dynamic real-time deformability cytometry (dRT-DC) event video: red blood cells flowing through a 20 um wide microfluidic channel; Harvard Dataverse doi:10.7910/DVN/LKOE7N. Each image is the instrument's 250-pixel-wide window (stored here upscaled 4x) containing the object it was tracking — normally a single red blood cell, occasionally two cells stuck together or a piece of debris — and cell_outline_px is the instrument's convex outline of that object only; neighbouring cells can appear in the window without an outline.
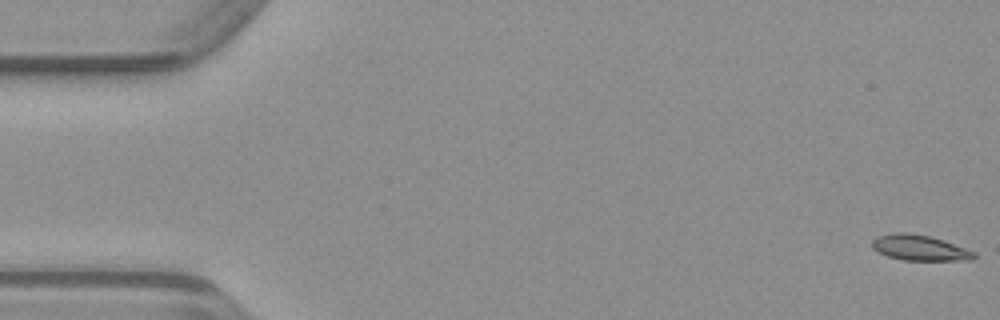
{"species": "common noctule bat (a hibernating species)", "species_latin": "Nyctalus noctula", "temperature_condition": "warm", "stored_images_in_passage": 50, "camera_frame_rate_fps": 3000, "um_per_image_px": 0.085, "animal": {"sex": "male", "body_mass_g": 23.1, "forearm_length_mm": 52.7}, "frame": {"image": 1, "passage_image": 1, "time_ms": 0.0, "image_size_px": [1000, 320], "cell_outline_px": [[976, 256], [972, 260], [904, 260], [888, 256], [872, 248], [872, 240], [876, 236], [892, 232], [908, 232], [928, 236], [944, 240], [976, 252]], "centroid_in_image_um": [78.16, 21.05], "position_along_channel_um": 6.8, "area_um2": 15.2}}
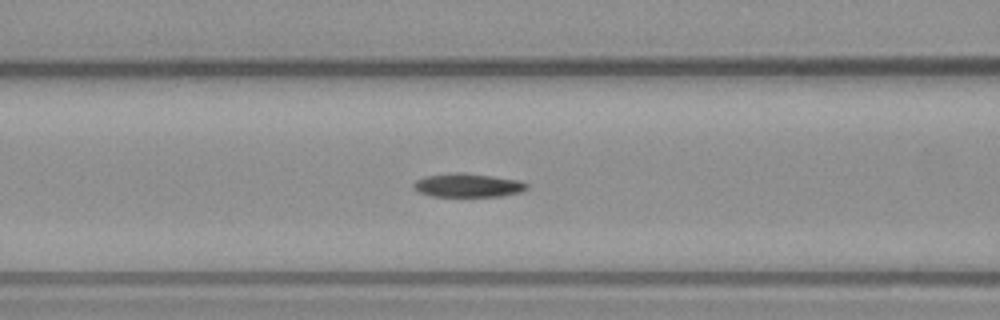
{"frame": {"image": 2, "passage_image": 20, "time_ms": 6.333, "image_size_px": [1000, 320], "cell_outline_px": [[528, 188], [520, 192], [500, 196], [432, 196], [420, 192], [412, 188], [412, 184], [416, 180], [424, 176], [452, 172], [464, 172], [520, 180], [528, 184]], "centroid_in_image_um": [39.74, 15.73], "position_along_channel_um": 126.9, "area_um2": 15.72}}
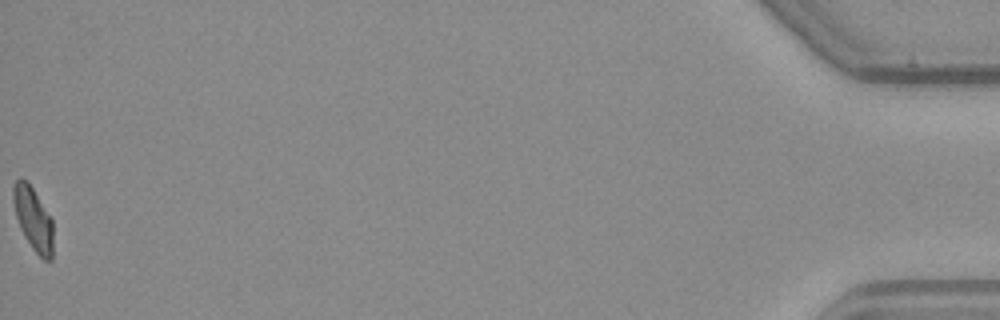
{"frame": {"image": 3, "passage_image": 50, "time_ms": 16.333, "image_size_px": [1000, 320], "cell_outline_px": [[52, 260], [44, 260], [32, 248], [24, 236], [20, 228], [16, 216], [12, 200], [12, 188], [16, 180], [20, 176], [28, 180], [52, 220]], "centroid_in_image_um": [2.79, 18.55], "position_along_channel_um": 432.4, "area_um2": 14.74}}